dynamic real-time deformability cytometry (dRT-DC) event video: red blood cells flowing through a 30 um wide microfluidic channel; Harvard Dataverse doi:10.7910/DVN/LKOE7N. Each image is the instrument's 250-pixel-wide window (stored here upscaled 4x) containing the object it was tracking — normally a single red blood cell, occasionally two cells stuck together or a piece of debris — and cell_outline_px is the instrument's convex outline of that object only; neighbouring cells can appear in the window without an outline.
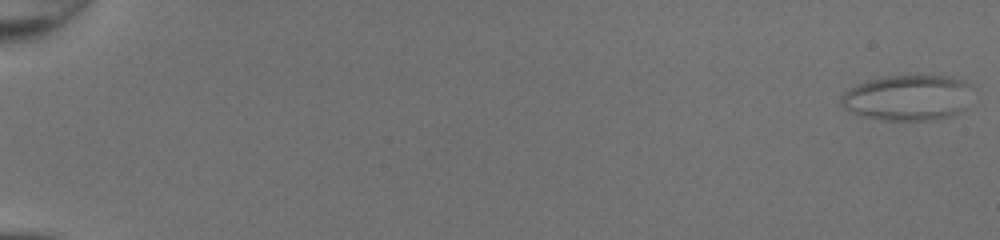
{"species": "common noctule bat (a hibernating species)", "species_latin": "Nyctalus noctula", "temperature_condition": "room temperature", "stored_images_in_passage": 50, "camera_frame_rate_fps": 3000, "um_per_image_px": 0.085, "animal": {"sex": "female", "body_mass_g": 20.0, "forearm_length_mm": 54.0}, "frame": {"image": 1, "passage_image": 1, "time_ms": 0.0, "image_size_px": [1000, 240], "cell_outline_px": [[968, 108], [952, 116], [932, 120], [884, 120], [860, 116], [844, 108], [840, 104], [840, 96], [848, 88], [856, 84], [868, 80], [888, 76], [952, 76], [964, 80], [968, 84]], "centroid_in_image_um": [77.13, 8.31], "position_along_channel_um": 7.9, "area_um2": 35.14}}
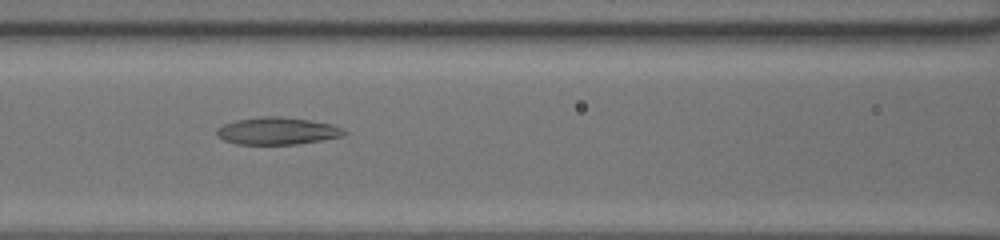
{"frame": {"image": 2, "passage_image": 25, "time_ms": 8.0, "image_size_px": [1000, 240], "cell_outline_px": [[348, 132], [344, 136], [296, 144], [236, 144], [224, 140], [216, 136], [216, 128], [224, 124], [236, 120], [260, 116], [280, 116], [312, 120], [332, 124], [344, 128]], "centroid_in_image_um": [23.58, 11.12], "position_along_channel_um": 143.0, "area_um2": 20.46}}
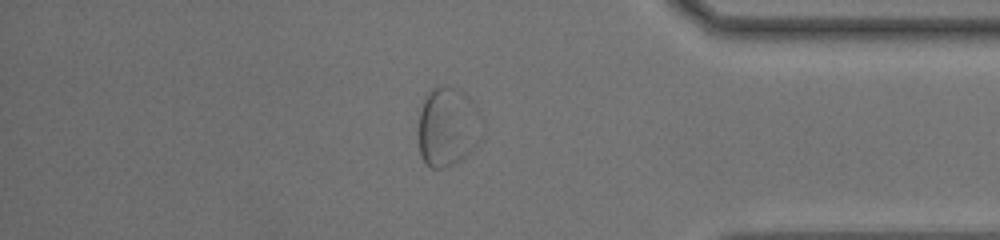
{"frame": {"image": 3, "passage_image": 44, "time_ms": 14.333, "image_size_px": [1000, 240], "cell_outline_px": [[484, 128], [480, 140], [472, 152], [460, 160], [444, 168], [428, 168], [424, 164], [420, 156], [416, 132], [420, 112], [424, 100], [428, 92], [432, 88], [460, 88], [472, 100], [484, 120]], "centroid_in_image_um": [38.07, 10.83], "position_along_channel_um": 397.1, "area_um2": 30.35}}